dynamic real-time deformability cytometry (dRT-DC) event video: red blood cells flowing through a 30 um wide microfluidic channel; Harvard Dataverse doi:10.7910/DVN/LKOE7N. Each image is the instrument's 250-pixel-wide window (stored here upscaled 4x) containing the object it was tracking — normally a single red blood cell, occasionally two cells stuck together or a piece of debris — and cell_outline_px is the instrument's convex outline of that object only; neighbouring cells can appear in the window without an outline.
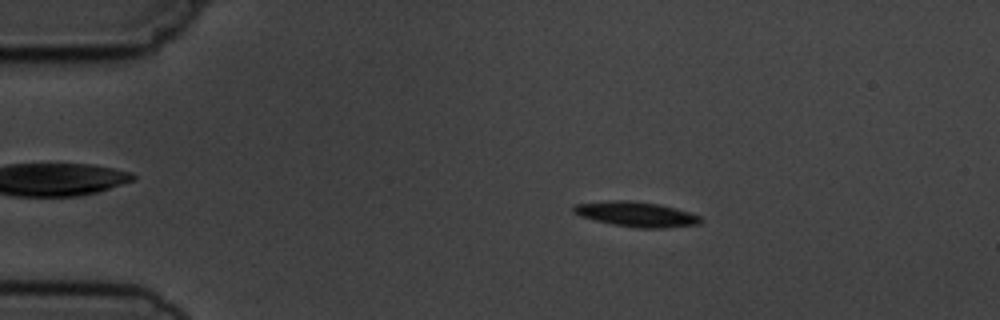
{"species": "common noctule bat (a hibernating species)", "species_latin": "Nyctalus noctula", "temperature_condition": "cold", "stored_images_in_passage": 14, "camera_frame_rate_fps": 3000, "um_per_image_px": 0.085, "animal": {"sex": "male", "body_mass_g": 19.5, "forearm_length_mm": 54.6}, "frame": {"image": 1, "passage_image": 2, "time_ms": 2.0, "image_size_px": [1000, 320], "cell_outline_px": [[704, 220], [700, 224], [668, 228], [636, 228], [612, 224], [580, 216], [572, 212], [572, 208], [576, 204], [604, 200], [632, 200], [660, 204], [692, 212], [700, 216]], "centroid_in_image_um": [54.12, 18.2], "position_along_channel_um": 30.9, "area_um2": 18.9}}
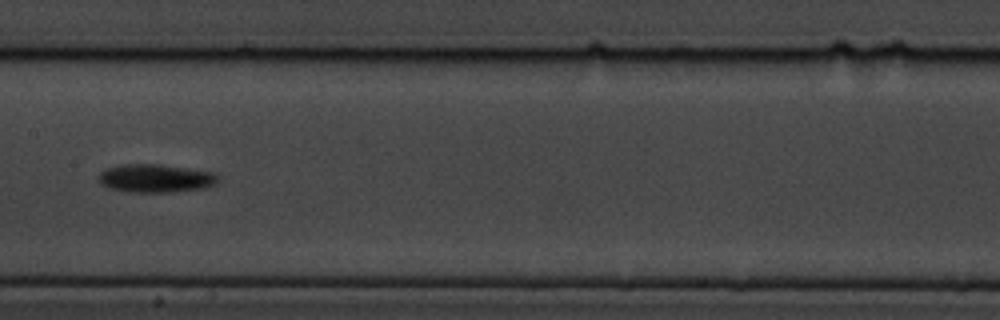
{"frame": {"image": 2, "passage_image": 7, "time_ms": 8.0, "image_size_px": [1000, 320], "cell_outline_px": [[220, 180], [216, 184], [204, 188], [172, 192], [128, 192], [108, 188], [100, 184], [96, 176], [100, 172], [108, 168], [128, 164], [160, 164], [216, 172]], "centroid_in_image_um": [13.24, 15.16], "position_along_channel_um": 194.2, "area_um2": 19.94}}
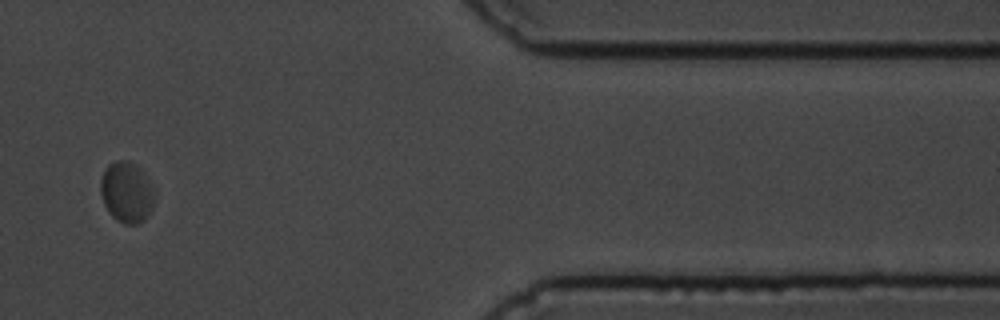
{"frame": {"image": 3, "passage_image": 12, "time_ms": 14.667, "image_size_px": [1000, 320], "cell_outline_px": [[156, 188], [152, 208], [144, 220], [136, 224], [124, 224], [116, 220], [108, 212], [104, 204], [100, 192], [100, 180], [104, 168], [108, 164], [116, 160], [128, 160], [136, 164], [140, 168]], "centroid_in_image_um": [10.77, 16.32], "position_along_channel_um": 400.6, "area_um2": 19.59}, "authors_computed_cell_mechanics": {"area_um2": 18.496, "velocity_mm_per_s": 3.6219, "shape_relaxation_time_tau1_ms": null, "shape_relaxation_time_tau2_ms": 6.2871, "deformation_change_tau1": null, "deformation_change_tau2": 0.0735}}